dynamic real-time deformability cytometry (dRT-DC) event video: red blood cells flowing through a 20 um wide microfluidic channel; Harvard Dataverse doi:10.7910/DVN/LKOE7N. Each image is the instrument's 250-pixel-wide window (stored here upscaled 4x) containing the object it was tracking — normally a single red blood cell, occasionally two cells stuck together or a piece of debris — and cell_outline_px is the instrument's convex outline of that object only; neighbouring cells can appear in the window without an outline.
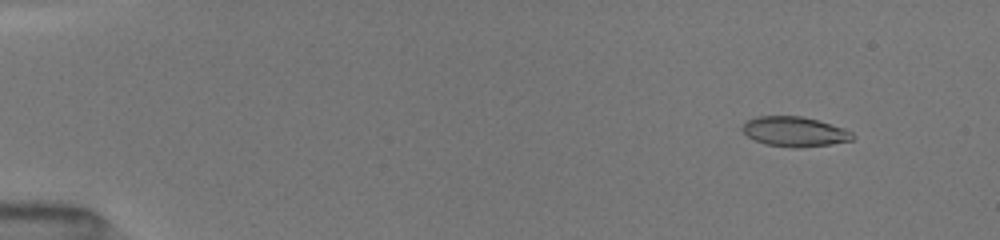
{"species": "common noctule bat (a hibernating species)", "species_latin": "Nyctalus noctula", "temperature_condition": "room temperature", "stored_images_in_passage": 7, "camera_frame_rate_fps": 3000, "um_per_image_px": 0.085, "animal": {"sex": "female", "body_mass_g": 19.5, "forearm_length_mm": 54.1}, "frame": {"image": 1, "passage_image": 2, "time_ms": 1.0, "image_size_px": [1000, 240], "cell_outline_px": [[856, 136], [852, 140], [832, 144], [800, 148], [792, 148], [764, 144], [748, 136], [740, 128], [748, 120], [756, 116], [800, 116], [816, 120], [844, 128], [852, 132]], "centroid_in_image_um": [67.55, 11.2], "position_along_channel_um": 17.5, "area_um2": 19.19}}
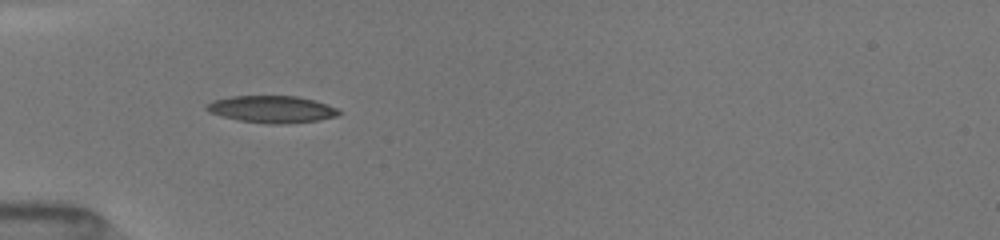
{"frame": {"image": 2, "passage_image": 6, "time_ms": 5.0, "image_size_px": [1000, 240], "cell_outline_px": [[340, 112], [336, 116], [316, 120], [284, 124], [268, 124], [240, 120], [208, 112], [204, 108], [204, 104], [212, 100], [232, 96], [296, 96], [328, 104], [336, 108]], "centroid_in_image_um": [23.04, 9.28], "position_along_channel_um": 62.0, "area_um2": 20.69}}
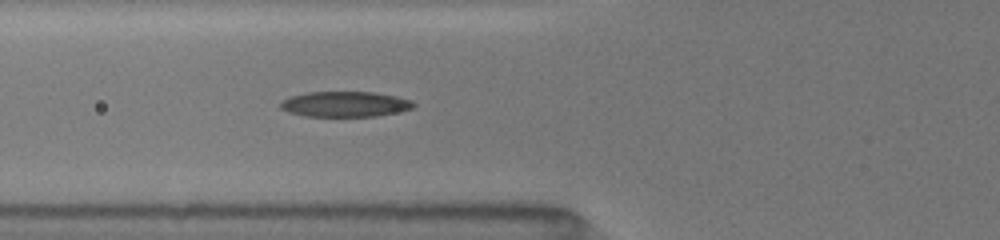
{"frame": {"image": 3, "passage_image": 7, "time_ms": 6.0, "image_size_px": [1000, 240], "cell_outline_px": [[416, 104], [412, 108], [396, 112], [376, 116], [304, 116], [288, 112], [280, 108], [280, 100], [288, 96], [308, 92], [372, 92], [396, 96], [412, 100]], "centroid_in_image_um": [29.28, 8.85], "position_along_channel_um": 96.5, "area_um2": 19.77}}